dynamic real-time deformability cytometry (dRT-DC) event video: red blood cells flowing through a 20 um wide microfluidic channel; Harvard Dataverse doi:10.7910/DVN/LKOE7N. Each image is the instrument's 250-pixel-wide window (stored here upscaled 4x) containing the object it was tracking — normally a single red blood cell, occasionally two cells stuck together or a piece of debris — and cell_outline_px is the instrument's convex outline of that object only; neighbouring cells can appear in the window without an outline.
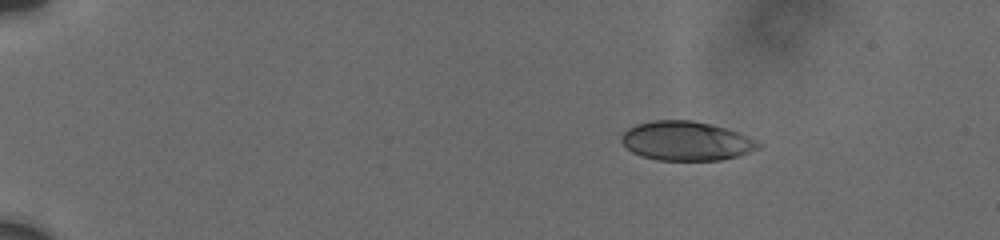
{"species": "human", "species_latin": "Homo sapiens", "temperature_condition": "cold", "stored_images_in_passage": 42, "camera_frame_rate_fps": 3000, "um_per_image_px": 0.085, "donor": {"sex": "male"}, "frame": {"image": 1, "passage_image": 1, "time_ms": 0.0, "image_size_px": [1000, 240], "cell_outline_px": [[764, 144], [760, 148], [736, 156], [720, 160], [656, 160], [640, 156], [632, 152], [620, 140], [620, 136], [628, 128], [636, 124], [652, 120], [692, 120], [712, 124], [740, 132]], "centroid_in_image_um": [58.33, 11.97], "position_along_channel_um": 26.7, "area_um2": 31.5}}
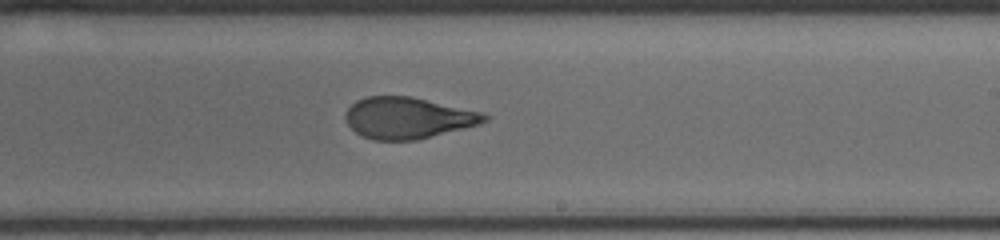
{"frame": {"image": 2, "passage_image": 23, "time_ms": 9.0, "image_size_px": [1000, 240], "cell_outline_px": [[488, 120], [480, 124], [416, 140], [372, 140], [356, 132], [348, 124], [344, 116], [348, 108], [356, 100], [368, 96], [412, 96], [484, 112], [488, 116]], "centroid_in_image_um": [34.69, 10.01], "position_along_channel_um": 254.3, "area_um2": 33.52}}
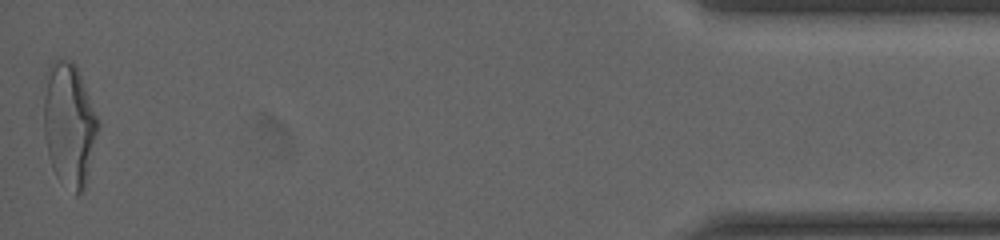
{"frame": {"image": 3, "passage_image": 42, "time_ms": 15.667, "image_size_px": [1000, 240], "cell_outline_px": [[100, 124], [84, 192], [76, 196], [56, 176], [52, 168], [44, 136], [44, 76], [48, 68], [56, 60], [72, 60], [76, 64], [80, 72]], "centroid_in_image_um": [5.88, 10.59], "position_along_channel_um": 429.3, "area_um2": 39.48}, "authors_computed_cell_mechanics": {"area_um2": 33.8708, "velocity_mm_per_s": 3.7506, "shape_relaxation_time_tau1_ms": 5.1301, "shape_relaxation_time_tau2_ms": 1.2041, "deformation_change_tau1": 0.1756, "deformation_change_tau2": 0.0818}}